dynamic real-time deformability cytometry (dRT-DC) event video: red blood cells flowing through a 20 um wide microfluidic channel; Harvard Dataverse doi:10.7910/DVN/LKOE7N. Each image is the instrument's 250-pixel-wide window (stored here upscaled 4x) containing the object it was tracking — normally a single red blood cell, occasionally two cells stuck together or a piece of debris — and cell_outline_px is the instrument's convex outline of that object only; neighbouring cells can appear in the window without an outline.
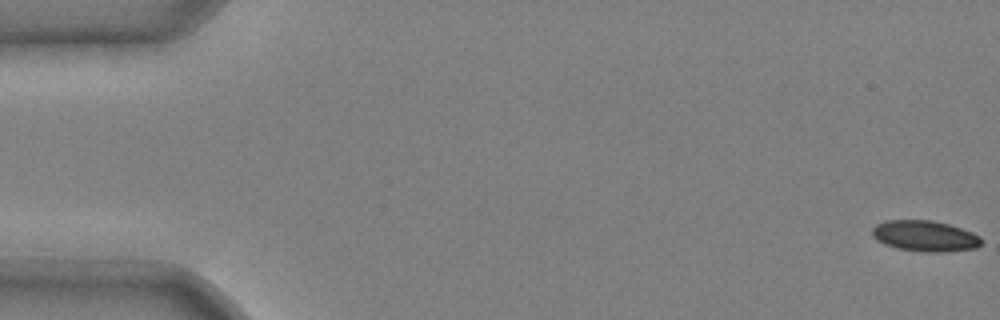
{"species": "common noctule bat (a hibernating species)", "species_latin": "Nyctalus noctula", "temperature_condition": "cold", "stored_images_in_passage": 48, "camera_frame_rate_fps": 3000, "um_per_image_px": 0.085, "animal": {"sex": "male", "body_mass_g": 20.4}, "frame": {"image": 1, "passage_image": 1, "time_ms": 0.0, "image_size_px": [1000, 320], "cell_outline_px": [[980, 244], [976, 248], [944, 252], [924, 252], [896, 248], [884, 244], [876, 240], [872, 236], [872, 228], [876, 224], [884, 220], [932, 220], [948, 224], [972, 232], [980, 236]], "centroid_in_image_um": [78.57, 20.06], "position_along_channel_um": 6.4, "area_um2": 19.71}}
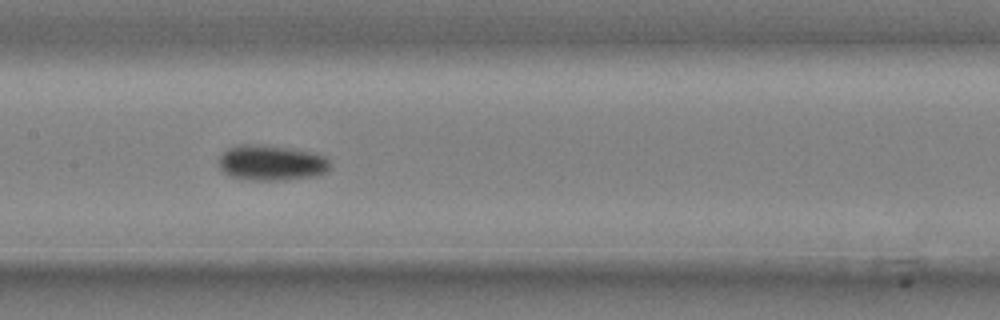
{"frame": {"image": 2, "passage_image": 27, "time_ms": 8.667, "image_size_px": [1000, 320], "cell_outline_px": [[328, 172], [316, 176], [284, 180], [248, 180], [228, 176], [220, 168], [220, 156], [228, 148], [240, 144], [260, 144], [308, 152], [324, 156], [328, 160]], "centroid_in_image_um": [23.03, 13.86], "position_along_channel_um": 184.4, "area_um2": 22.77}}
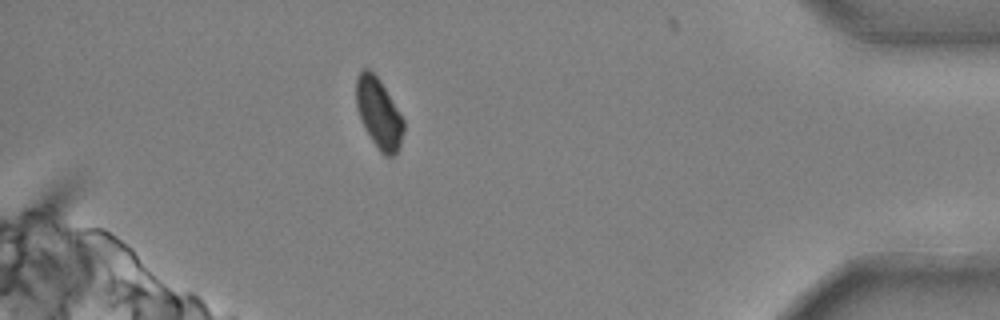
{"frame": {"image": 3, "passage_image": 48, "time_ms": 15.667, "image_size_px": [1000, 320], "cell_outline_px": [[404, 132], [400, 144], [396, 152], [392, 156], [384, 156], [380, 152], [372, 140], [360, 120], [356, 108], [356, 76], [364, 68], [368, 68], [380, 80], [404, 120]], "centroid_in_image_um": [32.18, 9.62], "position_along_channel_um": 403.0, "area_um2": 19.31}, "authors_computed_cell_mechanics": {"area_um2": 21.2704, "velocity_mm_per_s": 3.7019, "shape_relaxation_time_tau1_ms": 3.6677, "shape_relaxation_time_tau2_ms": null, "deformation_change_tau1": 0.097, "deformation_change_tau2": null}}